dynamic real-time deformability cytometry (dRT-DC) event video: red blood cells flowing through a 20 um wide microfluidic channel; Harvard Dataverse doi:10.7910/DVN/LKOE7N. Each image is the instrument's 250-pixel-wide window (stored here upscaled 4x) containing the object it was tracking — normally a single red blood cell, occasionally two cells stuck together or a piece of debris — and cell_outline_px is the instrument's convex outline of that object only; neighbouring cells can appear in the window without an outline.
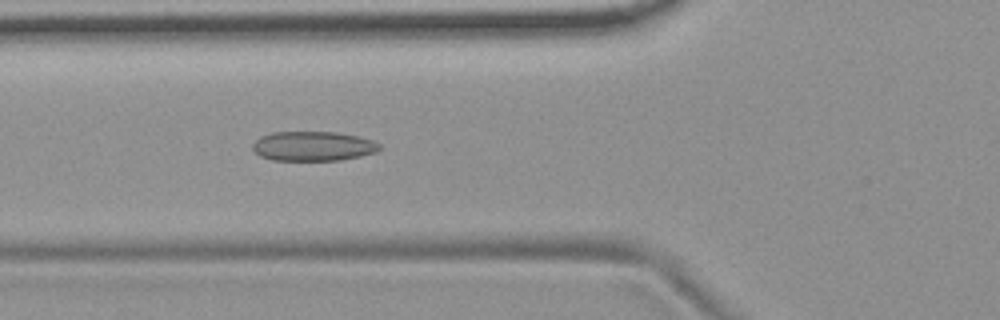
{"species": "common noctule bat (a hibernating species)", "species_latin": "Nyctalus noctula", "temperature_condition": "room temperature", "stored_images_in_passage": 40, "camera_frame_rate_fps": 3000, "um_per_image_px": 0.085, "animal": {"sex": "female", "body_mass_g": 19.9}, "frame": {"image": 1, "passage_image": 6, "time_ms": 1.667, "image_size_px": [1000, 320], "cell_outline_px": [[380, 148], [376, 152], [360, 156], [340, 160], [272, 160], [260, 156], [252, 148], [252, 144], [260, 136], [272, 132], [336, 132], [356, 136], [372, 140], [380, 144]], "centroid_in_image_um": [26.59, 12.42], "position_along_channel_um": 99.2, "area_um2": 21.79}}
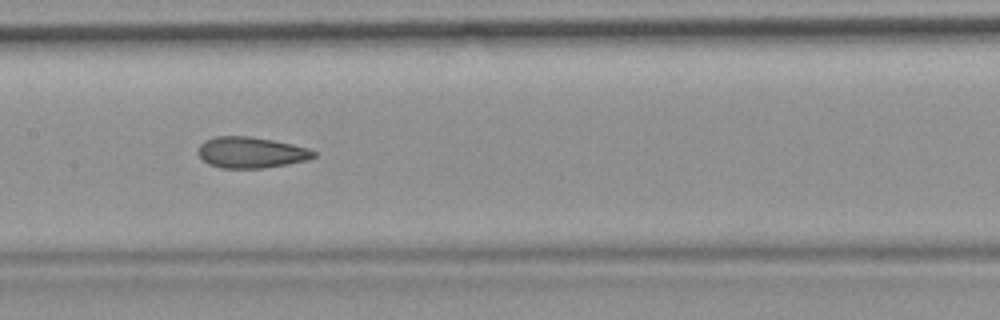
{"frame": {"image": 2, "passage_image": 13, "time_ms": 4.0, "image_size_px": [1000, 320], "cell_outline_px": [[316, 156], [308, 160], [288, 164], [264, 168], [220, 168], [208, 164], [196, 152], [200, 144], [204, 140], [216, 136], [248, 136], [272, 140], [292, 144], [308, 148], [316, 152]], "centroid_in_image_um": [21.32, 12.96], "position_along_channel_um": 186.1, "area_um2": 21.04}}
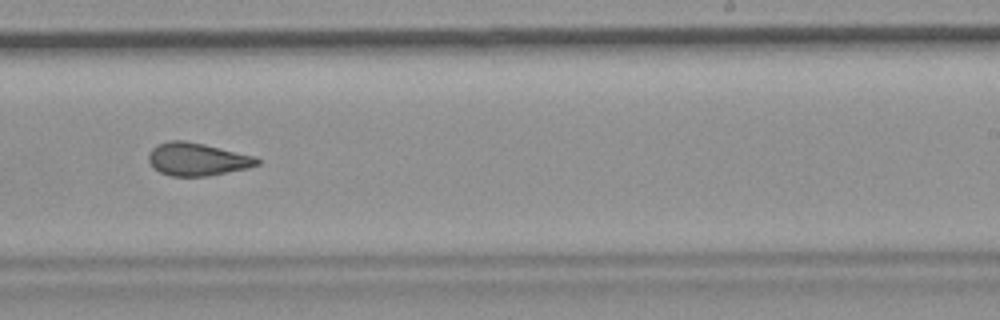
{"frame": {"image": 3, "passage_image": 20, "time_ms": 6.333, "image_size_px": [1000, 320], "cell_outline_px": [[260, 164], [248, 168], [208, 176], [172, 176], [160, 172], [152, 168], [148, 160], [148, 156], [152, 148], [156, 144], [168, 140], [184, 140], [204, 144], [256, 156], [260, 160]], "centroid_in_image_um": [16.75, 13.53], "position_along_channel_um": 272.2, "area_um2": 20.98}, "authors_computed_cell_mechanics": {"area_um2": 21.1259, "velocity_mm_per_s": 3.7081, "shape_relaxation_time_tau1_ms": null, "shape_relaxation_time_tau2_ms": 2.1289, "deformation_change_tau1": null, "deformation_change_tau2": 0.0939}}